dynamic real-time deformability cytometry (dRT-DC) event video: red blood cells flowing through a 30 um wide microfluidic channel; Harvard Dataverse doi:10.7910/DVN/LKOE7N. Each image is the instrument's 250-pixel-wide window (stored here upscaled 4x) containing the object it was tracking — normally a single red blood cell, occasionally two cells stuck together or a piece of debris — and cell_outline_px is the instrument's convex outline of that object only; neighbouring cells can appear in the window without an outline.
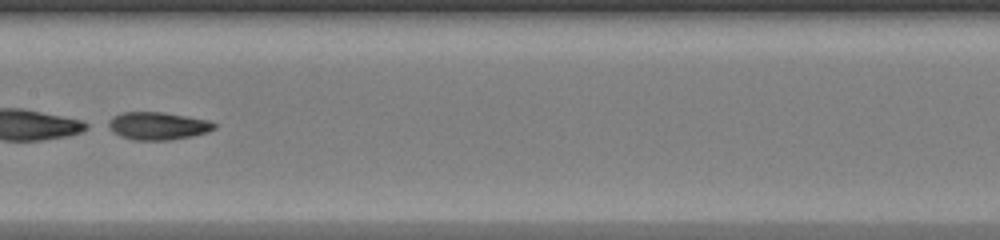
{"species": "common noctule bat (a hibernating species)", "species_latin": "Nyctalus noctula", "temperature_condition": "warm", "stored_images_in_passage": 42, "segment_of_instrument_passage": [2, 2], "camera_frame_rate_fps": 3000, "um_per_image_px": 0.085, "animal": {"sex": "female", "body_mass_g": 20.0, "forearm_length_mm": 54.0}, "frame": {"image": 1, "passage_image": 25, "time_ms": 8.0, "image_size_px": [1000, 240], "cell_outline_px": [[216, 128], [208, 132], [192, 136], [168, 140], [132, 140], [120, 136], [112, 132], [104, 124], [112, 116], [124, 112], [164, 112], [208, 120], [216, 124]], "centroid_in_image_um": [13.36, 10.7], "position_along_channel_um": 194.0, "area_um2": 17.34}}